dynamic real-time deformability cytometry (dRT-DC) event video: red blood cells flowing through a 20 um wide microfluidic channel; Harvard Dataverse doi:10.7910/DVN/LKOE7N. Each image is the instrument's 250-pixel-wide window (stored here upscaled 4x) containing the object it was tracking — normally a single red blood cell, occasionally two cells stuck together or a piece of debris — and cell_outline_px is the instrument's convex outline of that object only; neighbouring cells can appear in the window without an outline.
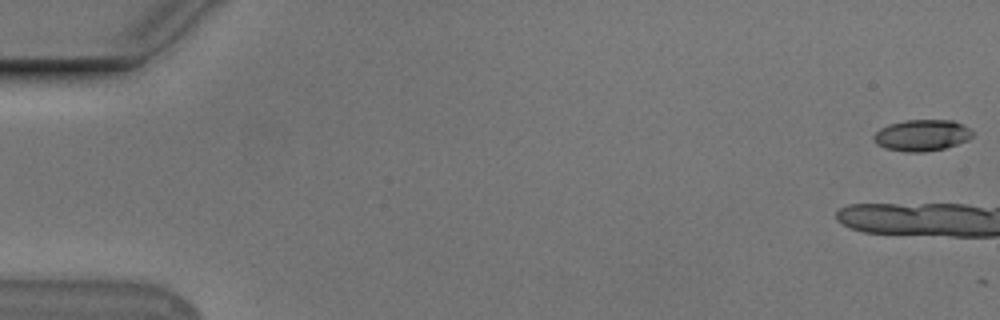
{"species": "Egyptian fruit bat (a non-hibernating species)", "species_latin": "Rousettus aegyptiacus", "temperature_condition": "cold", "stored_images_in_passage": 4, "camera_frame_rate_fps": 3000, "um_per_image_px": 0.085, "animal": {"sex": "male"}, "frame": {"image": 1, "passage_image": 1, "time_ms": 0.0, "image_size_px": [1000, 320], "cell_outline_px": [[972, 136], [968, 140], [944, 148], [924, 152], [904, 152], [884, 148], [876, 144], [872, 140], [872, 136], [880, 128], [888, 124], [904, 120], [952, 120], [968, 128], [972, 132]], "centroid_in_image_um": [78.29, 11.5], "position_along_channel_um": 6.7, "area_um2": 18.09}}